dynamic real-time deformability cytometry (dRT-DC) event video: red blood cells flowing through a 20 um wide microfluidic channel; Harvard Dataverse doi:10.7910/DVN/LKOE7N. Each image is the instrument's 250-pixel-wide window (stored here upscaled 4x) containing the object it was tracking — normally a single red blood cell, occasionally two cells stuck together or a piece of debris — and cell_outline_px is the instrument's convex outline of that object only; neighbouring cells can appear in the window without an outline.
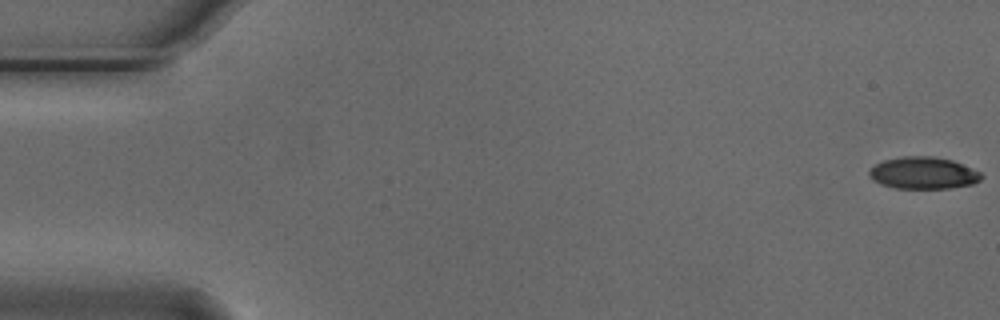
{"species": "Egyptian fruit bat (a non-hibernating species)", "species_latin": "Rousettus aegyptiacus", "temperature_condition": "cold", "stored_images_in_passage": 55, "camera_frame_rate_fps": 3000, "um_per_image_px": 0.085, "animal": {"sex": "male"}, "frame": {"image": 1, "passage_image": 1, "time_ms": 0.0, "image_size_px": [1000, 320], "cell_outline_px": [[984, 176], [980, 180], [972, 184], [948, 188], [896, 188], [880, 184], [872, 180], [868, 176], [868, 172], [876, 164], [884, 160], [900, 156], [932, 156], [952, 160], [980, 172]], "centroid_in_image_um": [78.45, 14.7], "position_along_channel_um": 6.5, "area_um2": 20.87}}
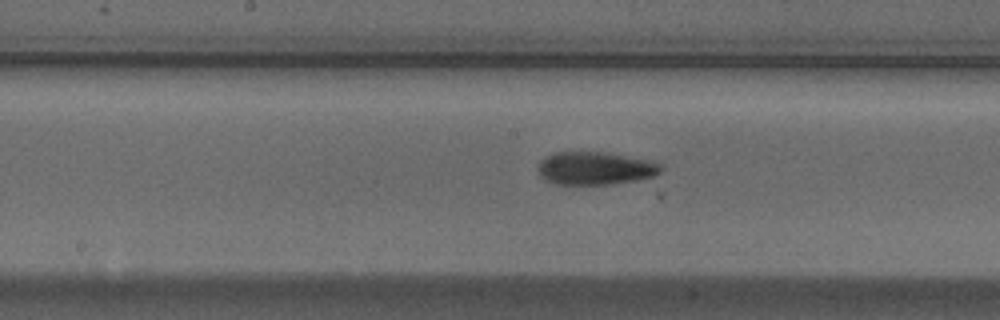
{"frame": {"image": 2, "passage_image": 28, "time_ms": 9.0, "image_size_px": [1000, 320], "cell_outline_px": [[664, 168], [660, 172], [652, 176], [636, 180], [612, 184], [556, 184], [544, 180], [540, 176], [540, 160], [544, 156], [556, 152], [604, 152], [652, 160], [660, 164]], "centroid_in_image_um": [50.6, 14.3], "position_along_channel_um": 197.6, "area_um2": 23.58}}
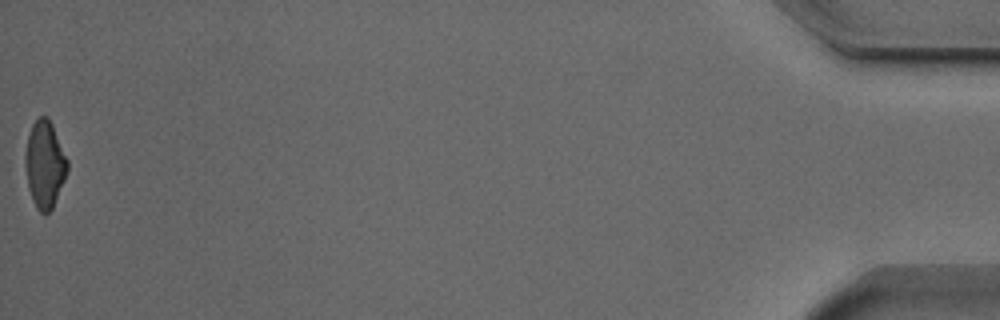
{"frame": {"image": 3, "passage_image": 55, "time_ms": 18.0, "image_size_px": [1000, 320], "cell_outline_px": [[68, 168], [64, 180], [52, 208], [44, 216], [36, 208], [32, 200], [28, 188], [24, 164], [24, 156], [28, 136], [32, 124], [40, 116], [48, 116], [52, 124], [68, 160]], "centroid_in_image_um": [3.78, 13.98], "position_along_channel_um": 431.4, "area_um2": 21.44}, "authors_computed_cell_mechanics": {"area_um2": 22.3108, "velocity_mm_per_s": 3.7588, "shape_relaxation_time_tau1_ms": 4.3651, "shape_relaxation_time_tau2_ms": 3.5122, "deformation_change_tau1": 0.1517, "deformation_change_tau2": 0.1068}}